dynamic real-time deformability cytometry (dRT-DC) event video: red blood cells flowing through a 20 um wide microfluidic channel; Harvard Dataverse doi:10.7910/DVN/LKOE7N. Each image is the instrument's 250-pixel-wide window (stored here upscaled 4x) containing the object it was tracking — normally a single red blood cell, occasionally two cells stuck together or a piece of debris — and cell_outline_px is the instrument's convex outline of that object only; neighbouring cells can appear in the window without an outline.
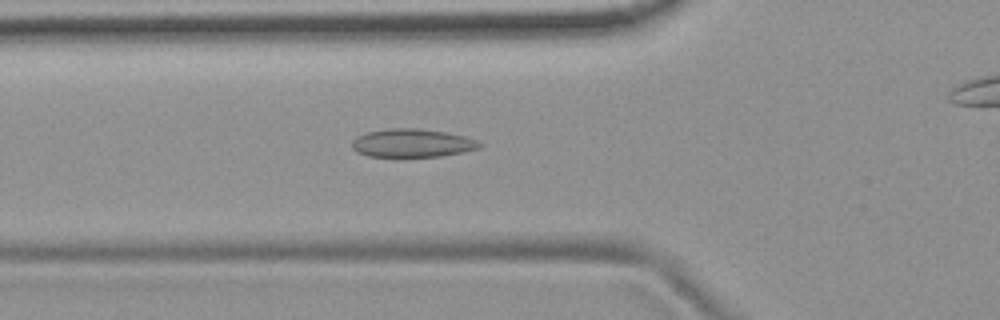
{"species": "common noctule bat (a hibernating species)", "species_latin": "Nyctalus noctula", "temperature_condition": "room temperature", "stored_images_in_passage": 41, "camera_frame_rate_fps": 3000, "um_per_image_px": 0.085, "animal": {"sex": "female", "body_mass_g": 19.9}, "frame": {"image": 1, "passage_image": 12, "time_ms": 3.667, "image_size_px": [1000, 320], "cell_outline_px": [[484, 144], [480, 148], [440, 156], [400, 160], [368, 156], [356, 152], [352, 148], [352, 140], [356, 136], [368, 132], [388, 128], [416, 128], [448, 132], [464, 136], [476, 140]], "centroid_in_image_um": [34.99, 12.2], "position_along_channel_um": 90.8, "area_um2": 22.02}}
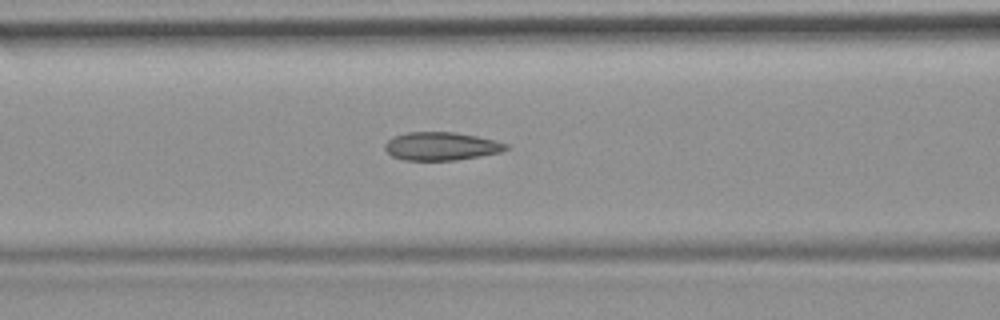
{"frame": {"image": 2, "passage_image": 15, "time_ms": 4.667, "image_size_px": [1000, 320], "cell_outline_px": [[508, 148], [500, 152], [480, 156], [456, 160], [404, 160], [392, 156], [384, 148], [384, 144], [392, 136], [408, 132], [456, 132], [496, 140], [508, 144]], "centroid_in_image_um": [37.49, 12.42], "position_along_channel_um": 129.1, "area_um2": 19.94}}
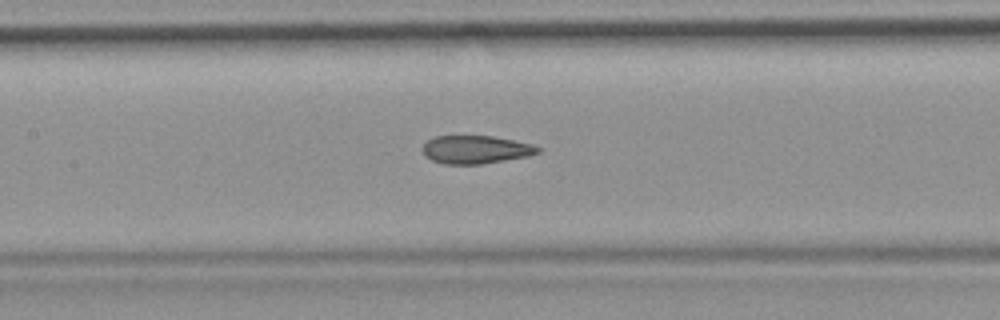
{"frame": {"image": 3, "passage_image": 18, "time_ms": 5.667, "image_size_px": [1000, 320], "cell_outline_px": [[540, 152], [528, 156], [480, 164], [444, 164], [432, 160], [424, 156], [424, 144], [428, 140], [436, 136], [492, 136], [532, 144], [540, 148]], "centroid_in_image_um": [40.43, 12.71], "position_along_channel_um": 167.0, "area_um2": 18.67}, "authors_computed_cell_mechanics": {"area_um2": 19.4786, "velocity_mm_per_s": 3.7827, "shape_relaxation_time_tau1_ms": null, "shape_relaxation_time_tau2_ms": 2.5565, "deformation_change_tau1": null, "deformation_change_tau2": 0.0922}}